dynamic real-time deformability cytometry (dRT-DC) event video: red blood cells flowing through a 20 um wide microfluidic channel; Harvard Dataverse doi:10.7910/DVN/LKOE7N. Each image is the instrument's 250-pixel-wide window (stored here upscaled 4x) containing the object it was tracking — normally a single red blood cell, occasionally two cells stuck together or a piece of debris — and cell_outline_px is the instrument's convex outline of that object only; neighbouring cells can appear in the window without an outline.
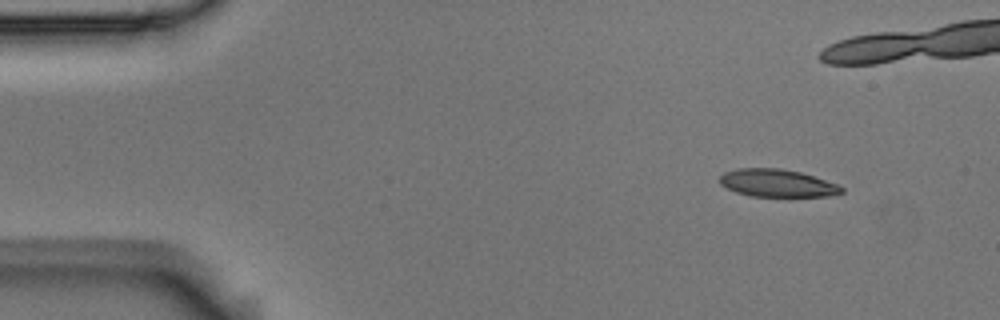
{"species": "Egyptian fruit bat (a non-hibernating species)", "species_latin": "Rousettus aegyptiacus", "temperature_condition": "room temperature", "stored_images_in_passage": 8, "camera_frame_rate_fps": 3000, "um_per_image_px": 0.085, "animal": {"sex": "male"}, "frame": {"image": 1, "passage_image": 1, "time_ms": 0.0, "image_size_px": [1000, 320], "cell_outline_px": [[844, 192], [828, 196], [752, 196], [736, 192], [720, 184], [720, 176], [724, 172], [736, 168], [780, 168], [800, 172], [836, 184], [844, 188]], "centroid_in_image_um": [66.03, 15.56], "position_along_channel_um": 19.0, "area_um2": 19.42}}
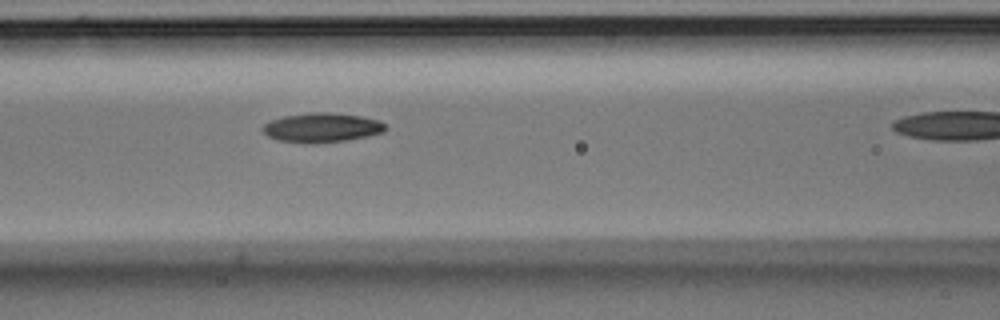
{"frame": {"image": 2, "passage_image": 7, "time_ms": 2.0, "image_size_px": [1000, 320], "cell_outline_px": [[388, 128], [384, 132], [368, 136], [348, 140], [312, 144], [280, 140], [268, 136], [260, 128], [264, 124], [272, 120], [284, 116], [312, 112], [328, 112], [360, 116], [380, 120], [388, 124]], "centroid_in_image_um": [27.41, 10.85], "position_along_channel_um": 139.2, "area_um2": 21.15}}